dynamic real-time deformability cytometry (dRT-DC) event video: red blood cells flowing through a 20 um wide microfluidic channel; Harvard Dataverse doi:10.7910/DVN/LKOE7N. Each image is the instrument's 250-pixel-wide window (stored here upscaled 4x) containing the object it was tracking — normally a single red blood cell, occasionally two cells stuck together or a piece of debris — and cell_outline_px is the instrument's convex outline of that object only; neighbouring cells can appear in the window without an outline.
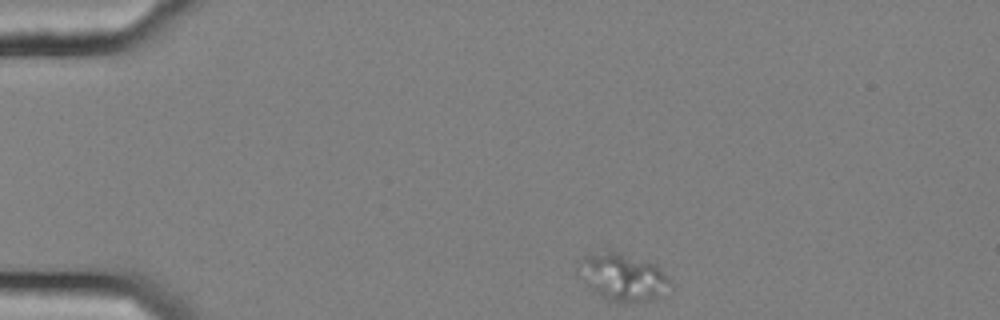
{"species": "common noctule bat (a hibernating species)", "species_latin": "Nyctalus noctula", "temperature_condition": "cold", "stored_images_in_passage": 48, "camera_frame_rate_fps": 3000, "um_per_image_px": 0.085, "animal": {"sex": "female", "body_mass_g": 25.1}, "frame": {"image": 1, "passage_image": 1, "time_ms": 0.0, "image_size_px": [1000, 320], "cell_outline_px": [[676, 284], [652, 300], [632, 304], [616, 304], [608, 300], [588, 288], [576, 272], [576, 268], [584, 256], [604, 244], [656, 264]], "centroid_in_image_um": [52.9, 23.49], "position_along_channel_um": 32.1, "area_um2": 27.34}}
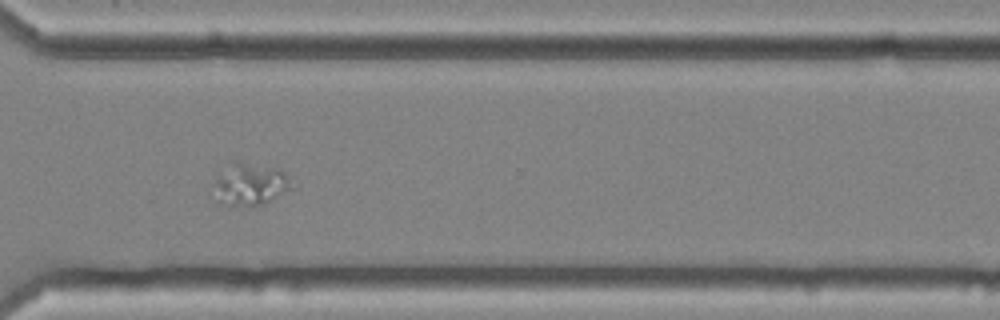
{"frame": {"image": 2, "passage_image": 33, "time_ms": 10.667, "image_size_px": [1000, 320], "cell_outline_px": [[292, 188], [264, 204], [220, 204], [208, 196], [208, 192], [212, 184], [236, 160], [280, 168], [284, 172]], "centroid_in_image_um": [21.17, 15.67], "position_along_channel_um": 349.4, "area_um2": 19.13}}
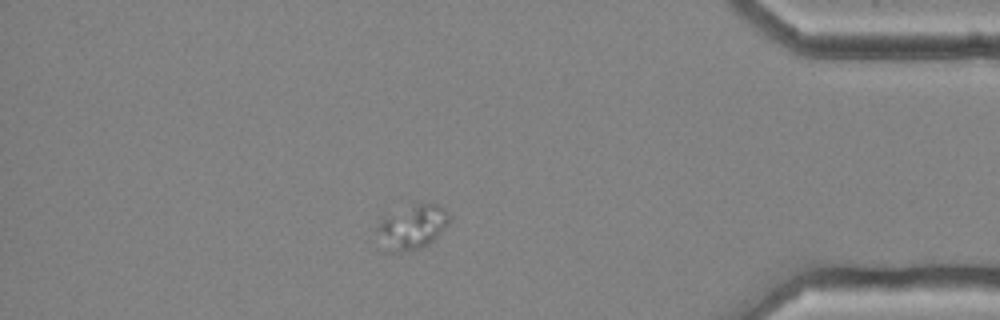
{"frame": {"image": 3, "passage_image": 40, "time_ms": 13.0, "image_size_px": [1000, 320], "cell_outline_px": [[452, 220], [428, 244], [420, 248], [396, 252], [392, 252], [380, 228], [380, 220], [384, 216], [412, 200], [436, 204], [444, 208], [452, 216]], "centroid_in_image_um": [35.17, 19.14], "position_along_channel_um": 400.0, "area_um2": 18.32}}